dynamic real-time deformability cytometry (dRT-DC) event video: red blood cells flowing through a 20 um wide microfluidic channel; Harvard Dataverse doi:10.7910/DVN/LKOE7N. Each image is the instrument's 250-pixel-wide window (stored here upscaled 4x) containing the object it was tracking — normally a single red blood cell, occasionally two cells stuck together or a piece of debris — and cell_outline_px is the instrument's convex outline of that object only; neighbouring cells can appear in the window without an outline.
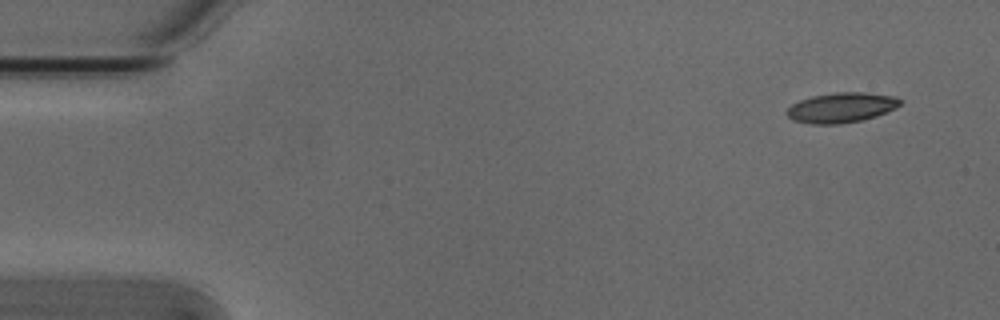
{"species": "Egyptian fruit bat (a non-hibernating species)", "species_latin": "Rousettus aegyptiacus", "temperature_condition": "cold", "stored_images_in_passage": 6, "camera_frame_rate_fps": 3000, "um_per_image_px": 0.085, "animal": {"sex": "male"}, "frame": {"image": 1, "passage_image": 1, "time_ms": 0.0, "image_size_px": [1000, 320], "cell_outline_px": [[900, 104], [896, 108], [876, 116], [864, 120], [840, 124], [812, 124], [792, 120], [784, 112], [792, 104], [800, 100], [812, 96], [836, 92], [864, 92], [896, 96], [900, 100]], "centroid_in_image_um": [71.5, 9.15], "position_along_channel_um": 13.5, "area_um2": 19.94}}
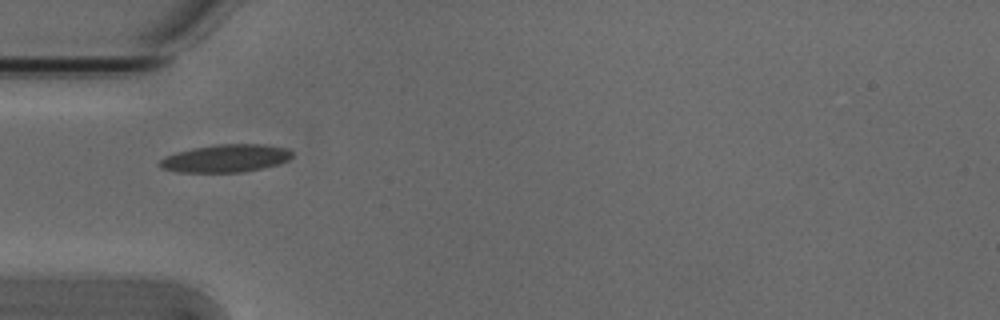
{"frame": {"image": 2, "passage_image": 4, "time_ms": 1.0, "image_size_px": [1000, 320], "cell_outline_px": [[292, 156], [288, 160], [276, 164], [244, 172], [176, 172], [160, 168], [156, 164], [164, 156], [176, 152], [192, 148], [216, 144], [264, 144], [288, 148], [292, 152]], "centroid_in_image_um": [19.13, 13.45], "position_along_channel_um": 65.9, "area_um2": 21.56}}
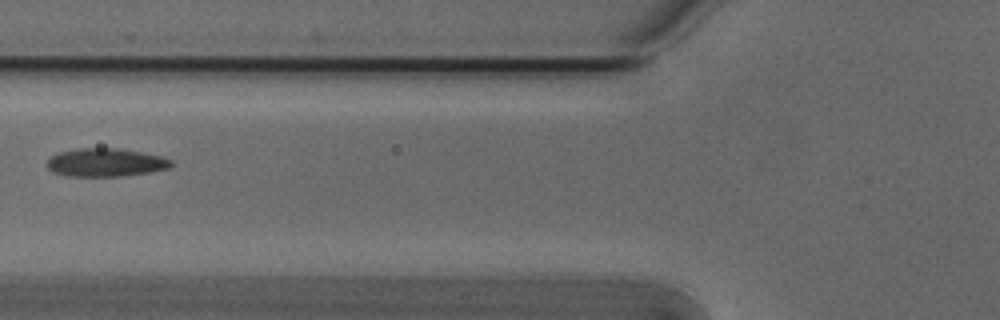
{"frame": {"image": 3, "passage_image": 5, "time_ms": 1.333, "image_size_px": [1000, 320], "cell_outline_px": [[172, 164], [168, 168], [148, 172], [120, 176], [68, 176], [52, 172], [44, 164], [52, 156], [60, 152], [76, 148], [120, 148], [164, 156], [172, 160]], "centroid_in_image_um": [8.96, 13.8], "position_along_channel_um": 116.8, "area_um2": 20.52}}